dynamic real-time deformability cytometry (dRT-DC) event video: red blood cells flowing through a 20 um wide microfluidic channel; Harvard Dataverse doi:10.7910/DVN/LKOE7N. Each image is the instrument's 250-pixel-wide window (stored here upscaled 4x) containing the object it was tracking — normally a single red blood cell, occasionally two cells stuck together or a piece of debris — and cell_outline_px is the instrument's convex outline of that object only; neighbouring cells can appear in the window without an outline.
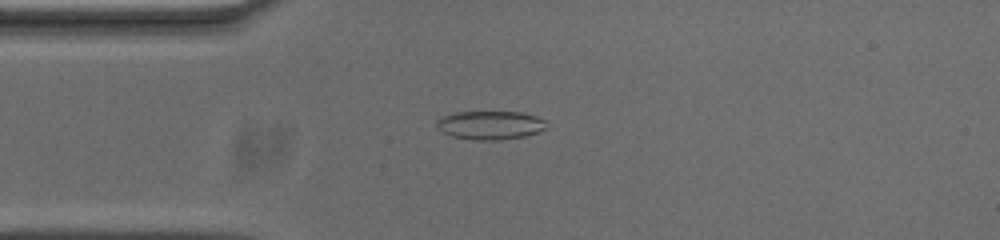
{"species": "common noctule bat (a hibernating species)", "species_latin": "Nyctalus noctula", "temperature_condition": "cold", "stored_images_in_passage": 47, "camera_frame_rate_fps": 3000, "um_per_image_px": 0.085, "animal": {"sex": "male", "body_mass_g": 20.0, "forearm_length_mm": 53.3}, "frame": {"image": 1, "passage_image": 6, "time_ms": 1.667, "image_size_px": [1000, 240], "cell_outline_px": [[548, 128], [540, 132], [524, 136], [496, 140], [476, 140], [452, 136], [444, 132], [436, 124], [444, 116], [456, 112], [520, 112], [536, 116], [548, 120]], "centroid_in_image_um": [41.78, 10.63], "position_along_channel_um": 43.2, "area_um2": 18.21}}
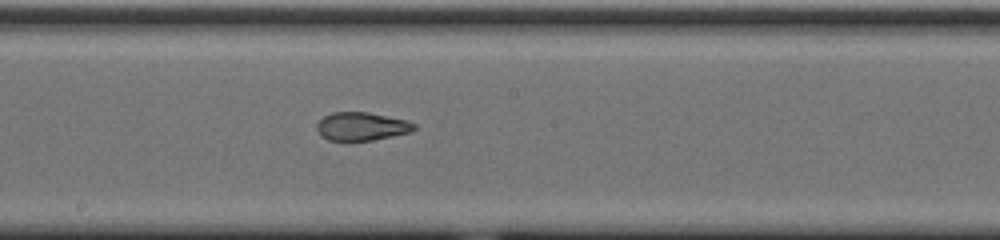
{"frame": {"image": 2, "passage_image": 21, "time_ms": 6.667, "image_size_px": [1000, 240], "cell_outline_px": [[416, 128], [408, 132], [372, 140], [328, 140], [316, 128], [316, 124], [324, 116], [332, 112], [368, 112], [404, 120], [416, 124]], "centroid_in_image_um": [30.71, 10.73], "position_along_channel_um": 217.5, "area_um2": 15.61}}
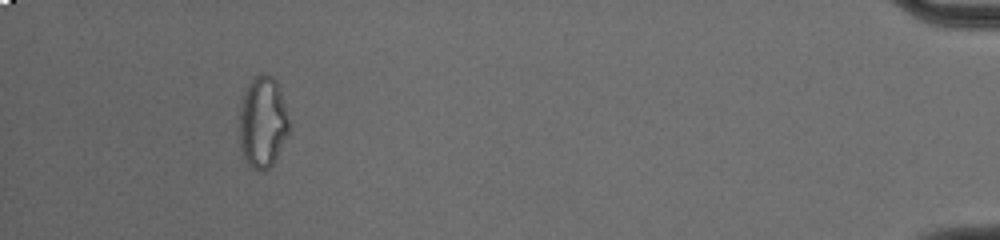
{"frame": {"image": 3, "passage_image": 43, "time_ms": 14.0, "image_size_px": [1000, 240], "cell_outline_px": [[288, 132], [276, 160], [264, 172], [260, 172], [252, 168], [248, 164], [240, 148], [240, 100], [248, 84], [260, 72], [264, 72], [272, 76], [276, 80], [280, 88], [288, 120]], "centroid_in_image_um": [22.31, 10.38], "position_along_channel_um": 412.9, "area_um2": 26.53}, "authors_computed_cell_mechanics": {"area_um2": 18.1492, "velocity_mm_per_s": 3.7088, "shape_relaxation_time_tau1_ms": null, "shape_relaxation_time_tau2_ms": 1.7075, "deformation_change_tau1": null, "deformation_change_tau2": 0.0894}}